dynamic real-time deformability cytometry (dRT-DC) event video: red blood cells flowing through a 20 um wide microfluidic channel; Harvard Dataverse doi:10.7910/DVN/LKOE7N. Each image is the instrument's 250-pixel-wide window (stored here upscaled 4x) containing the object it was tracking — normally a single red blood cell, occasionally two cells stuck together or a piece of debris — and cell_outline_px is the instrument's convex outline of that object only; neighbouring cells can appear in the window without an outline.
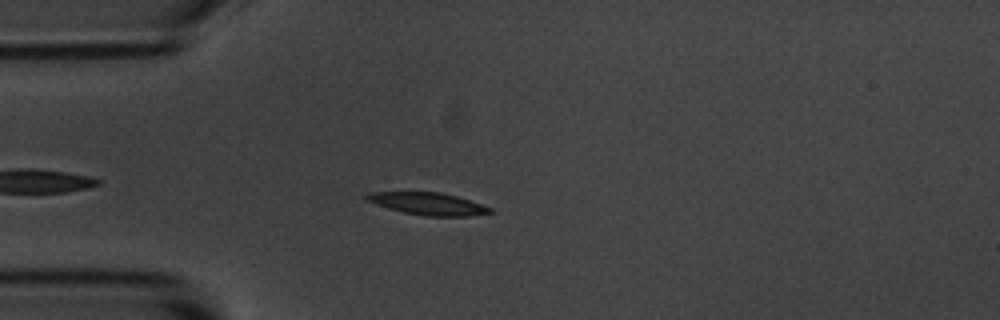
{"species": "common noctule bat (a hibernating species)", "species_latin": "Nyctalus noctula", "temperature_condition": "room temperature", "stored_images_in_passage": 39, "camera_frame_rate_fps": 3000, "um_per_image_px": 0.085, "animal": {"sex": "male", "body_mass_g": 20.1, "forearm_length_mm": 53.5}, "frame": {"image": 1, "passage_image": 6, "time_ms": 1.667, "image_size_px": [1000, 320], "cell_outline_px": [[496, 212], [468, 216], [424, 216], [404, 212], [388, 208], [364, 200], [364, 196], [368, 192], [440, 192], [456, 196], [492, 208]], "centroid_in_image_um": [36.36, 17.32], "position_along_channel_um": 48.6, "area_um2": 16.01}}
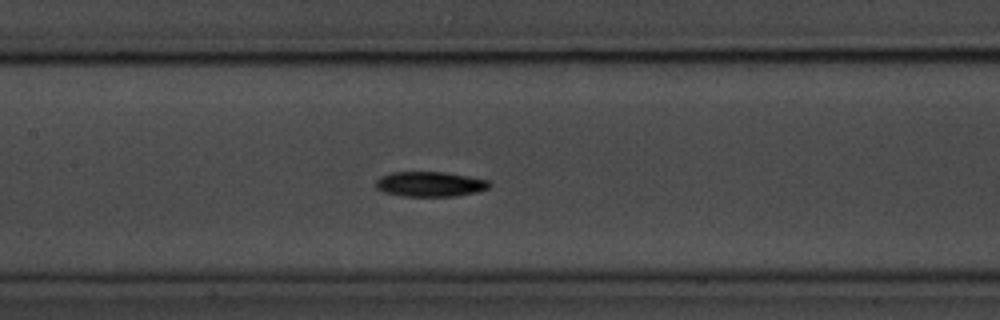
{"frame": {"image": 2, "passage_image": 17, "time_ms": 5.333, "image_size_px": [1000, 320], "cell_outline_px": [[492, 184], [488, 188], [476, 192], [456, 196], [404, 196], [384, 192], [376, 188], [376, 180], [380, 176], [392, 172], [444, 172], [468, 176], [488, 180]], "centroid_in_image_um": [36.55, 15.64], "position_along_channel_um": 170.9, "area_um2": 16.53}}
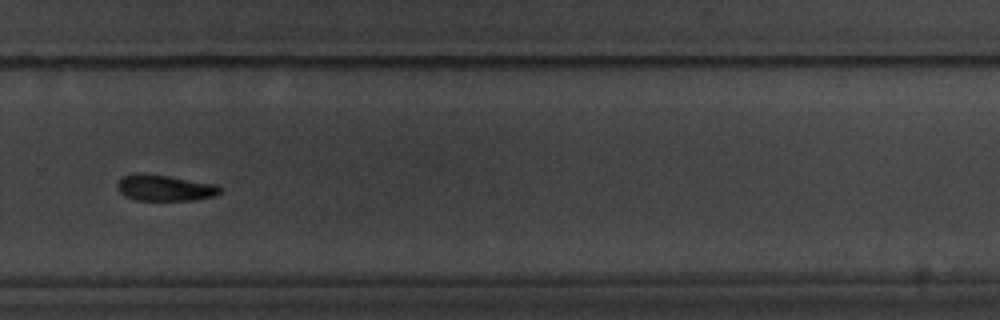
{"frame": {"image": 3, "passage_image": 29, "time_ms": 9.333, "image_size_px": [1000, 320], "cell_outline_px": [[220, 192], [216, 196], [196, 200], [136, 200], [124, 196], [116, 188], [116, 184], [124, 176], [132, 172], [144, 172], [220, 184]], "centroid_in_image_um": [14.01, 15.95], "position_along_channel_um": 315.8, "area_um2": 16.07}, "authors_computed_cell_mechanics": {"area_um2": 16.3574, "velocity_mm_per_s": 3.6352, "shape_relaxation_time_tau1_ms": 2.8553, "shape_relaxation_time_tau2_ms": null, "deformation_change_tau1": 0.136, "deformation_change_tau2": null}}